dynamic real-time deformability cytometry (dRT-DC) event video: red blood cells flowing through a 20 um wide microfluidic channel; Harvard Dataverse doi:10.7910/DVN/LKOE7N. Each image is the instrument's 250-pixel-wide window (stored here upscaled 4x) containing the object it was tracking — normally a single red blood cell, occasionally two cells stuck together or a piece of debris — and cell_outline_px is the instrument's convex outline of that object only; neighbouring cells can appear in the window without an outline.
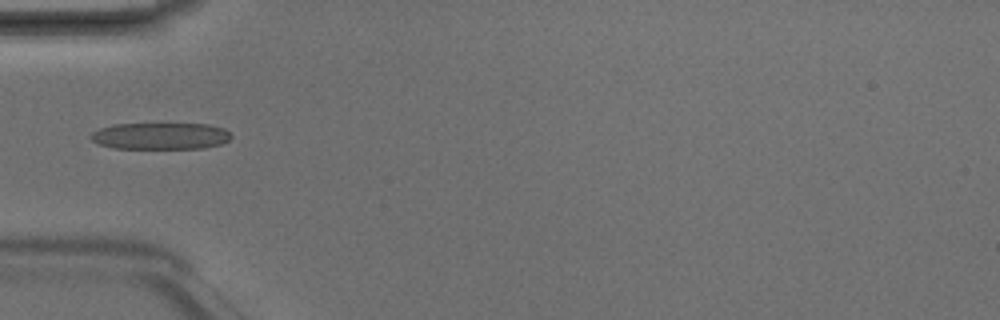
{"species": "Egyptian fruit bat (a non-hibernating species)", "species_latin": "Rousettus aegyptiacus", "temperature_condition": "room temperature", "stored_images_in_passage": 5, "camera_frame_rate_fps": 3000, "um_per_image_px": 0.085, "animal": {"sex": "male"}, "frame": {"image": 1, "passage_image": 4, "time_ms": 1.0, "image_size_px": [1000, 320], "cell_outline_px": [[232, 136], [228, 140], [220, 144], [204, 148], [112, 148], [96, 144], [88, 136], [92, 132], [100, 128], [112, 124], [208, 124], [224, 128]], "centroid_in_image_um": [13.59, 11.56], "position_along_channel_um": 71.4, "area_um2": 21.91}}